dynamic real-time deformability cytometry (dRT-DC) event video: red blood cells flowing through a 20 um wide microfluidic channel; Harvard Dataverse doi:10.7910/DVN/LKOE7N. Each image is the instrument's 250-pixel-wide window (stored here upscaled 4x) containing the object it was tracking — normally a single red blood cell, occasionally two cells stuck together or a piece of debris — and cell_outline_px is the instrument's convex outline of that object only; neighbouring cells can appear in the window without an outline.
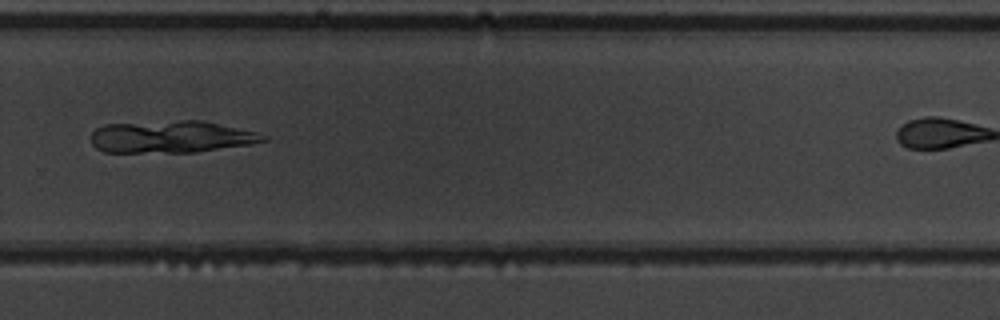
{"species": "common noctule bat (a hibernating species)", "species_latin": "Nyctalus noctula", "temperature_condition": "warm", "stored_images_in_passage": 14, "camera_frame_rate_fps": 3000, "um_per_image_px": 0.085, "animal": {"sex": "male", "body_mass_g": 19.5, "forearm_length_mm": 54.6}, "frame": {"image": 1, "passage_image": 12, "time_ms": 13.333, "image_size_px": [1000, 320], "cell_outline_px": [[268, 140], [248, 144], [196, 152], [104, 152], [96, 148], [92, 144], [92, 132], [96, 128], [104, 124], [180, 120], [204, 120], [256, 132], [268, 136]], "centroid_in_image_um": [14.54, 11.62], "position_along_channel_um": 315.3, "area_um2": 32.25}}